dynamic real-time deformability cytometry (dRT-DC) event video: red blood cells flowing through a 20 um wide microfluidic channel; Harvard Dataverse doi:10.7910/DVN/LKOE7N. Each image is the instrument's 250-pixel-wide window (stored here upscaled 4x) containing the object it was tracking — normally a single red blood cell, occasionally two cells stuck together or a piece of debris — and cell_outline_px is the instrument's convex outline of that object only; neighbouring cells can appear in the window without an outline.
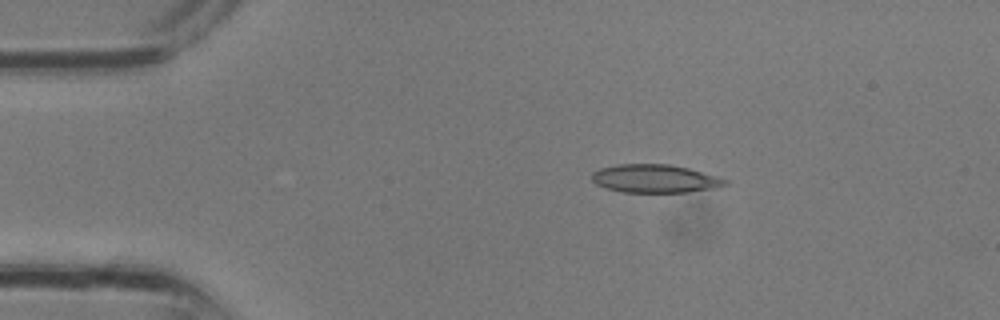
{"species": "common noctule bat (a hibernating species)", "species_latin": "Nyctalus noctula", "temperature_condition": "room temperature", "stored_images_in_passage": 2, "camera_frame_rate_fps": 3000, "um_per_image_px": 0.085, "animal": {"sex": "male", "body_mass_g": 13.3}, "frame": {"image": 1, "passage_image": 1, "time_ms": 0.0, "image_size_px": [1000, 320], "cell_outline_px": [[728, 184], [716, 188], [688, 192], [620, 192], [604, 188], [596, 184], [592, 180], [592, 172], [600, 168], [616, 164], [668, 164], [688, 168], [720, 176], [728, 180]], "centroid_in_image_um": [55.68, 15.18], "position_along_channel_um": 29.3, "area_um2": 22.2}}
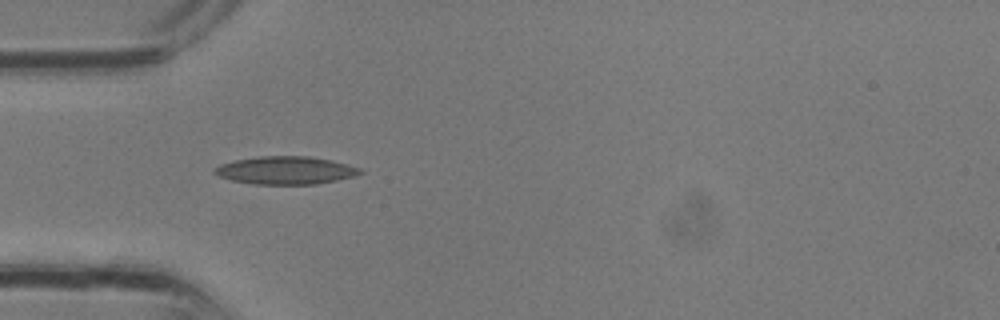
{"frame": {"image": 2, "passage_image": 2, "time_ms": 0.333, "image_size_px": [1000, 320], "cell_outline_px": [[364, 172], [352, 176], [336, 180], [316, 184], [256, 184], [232, 180], [220, 176], [212, 172], [212, 168], [220, 164], [236, 160], [260, 156], [308, 156], [332, 160], [348, 164], [360, 168]], "centroid_in_image_um": [24.27, 14.47], "position_along_channel_um": 60.7, "area_um2": 23.52}}